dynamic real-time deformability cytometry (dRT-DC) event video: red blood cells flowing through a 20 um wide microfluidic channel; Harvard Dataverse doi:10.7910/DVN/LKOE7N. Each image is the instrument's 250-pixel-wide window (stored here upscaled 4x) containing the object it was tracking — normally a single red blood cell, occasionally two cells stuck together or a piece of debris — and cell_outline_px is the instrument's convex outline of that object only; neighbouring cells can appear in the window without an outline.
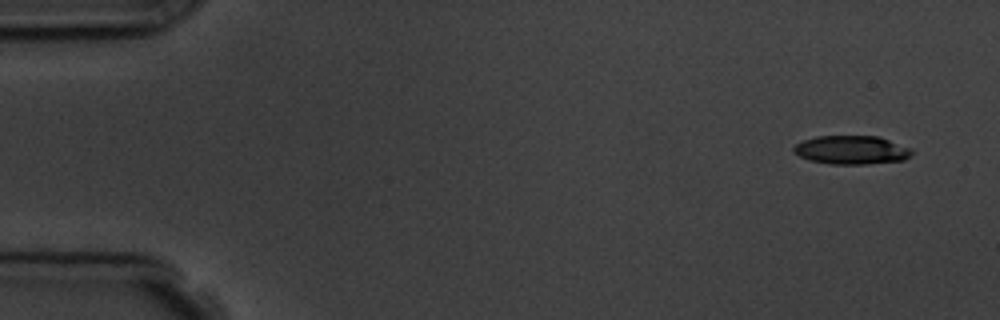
{"species": "common noctule bat (a hibernating species)", "species_latin": "Nyctalus noctula", "temperature_condition": "room temperature", "stored_images_in_passage": 4, "camera_frame_rate_fps": 3000, "um_per_image_px": 0.085, "animal": {"sex": "male", "body_mass_g": 19.5, "forearm_length_mm": 54.6}, "frame": {"image": 1, "passage_image": 1, "time_ms": 0.0, "image_size_px": [1000, 320], "cell_outline_px": [[912, 156], [904, 160], [868, 164], [832, 164], [808, 160], [792, 152], [792, 148], [796, 144], [804, 140], [816, 136], [880, 136], [912, 148]], "centroid_in_image_um": [72.4, 12.74], "position_along_channel_um": 12.6, "area_um2": 19.94}}
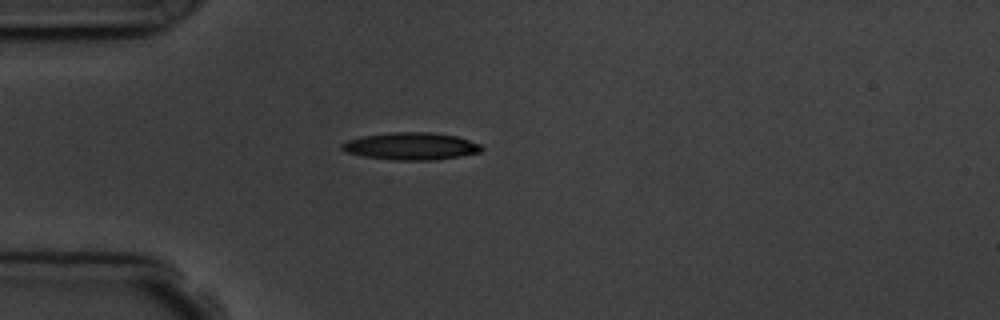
{"frame": {"image": 2, "passage_image": 4, "time_ms": 4.0, "image_size_px": [1000, 320], "cell_outline_px": [[484, 148], [480, 152], [460, 156], [432, 160], [392, 160], [364, 156], [344, 152], [340, 148], [340, 144], [348, 140], [360, 136], [392, 132], [432, 132], [456, 136], [480, 144]], "centroid_in_image_um": [34.9, 12.42], "position_along_channel_um": 50.1, "area_um2": 22.31}}